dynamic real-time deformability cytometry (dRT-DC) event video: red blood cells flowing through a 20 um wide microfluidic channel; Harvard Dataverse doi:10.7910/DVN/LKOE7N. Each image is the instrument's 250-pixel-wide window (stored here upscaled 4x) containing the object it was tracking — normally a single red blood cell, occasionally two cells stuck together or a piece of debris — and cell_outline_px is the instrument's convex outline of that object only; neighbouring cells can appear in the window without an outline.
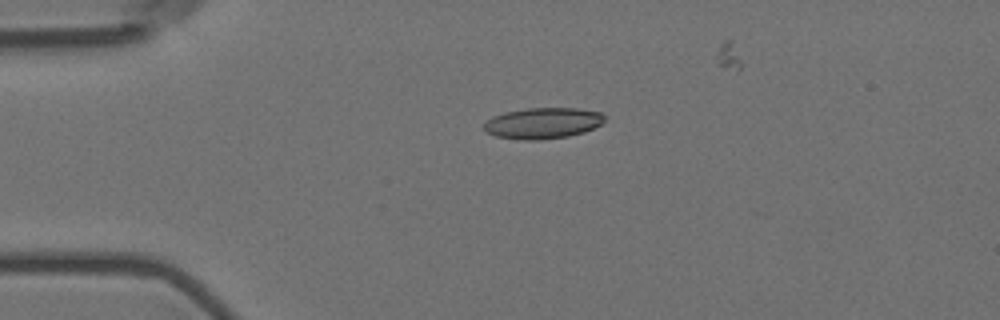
{"species": "Egyptian fruit bat (a non-hibernating species)", "species_latin": "Rousettus aegyptiacus", "temperature_condition": "room temperature", "stored_images_in_passage": 4, "camera_frame_rate_fps": 3000, "um_per_image_px": 0.085, "animal": {"sex": "female"}, "frame": {"image": 1, "passage_image": 1, "time_ms": 0.0, "image_size_px": [1000, 320], "cell_outline_px": [[604, 120], [600, 124], [584, 132], [568, 136], [536, 140], [524, 140], [496, 136], [488, 132], [484, 128], [484, 124], [492, 116], [504, 112], [528, 108], [576, 108], [600, 112], [604, 116]], "centroid_in_image_um": [46.13, 10.46], "position_along_channel_um": 38.9, "area_um2": 21.56}}